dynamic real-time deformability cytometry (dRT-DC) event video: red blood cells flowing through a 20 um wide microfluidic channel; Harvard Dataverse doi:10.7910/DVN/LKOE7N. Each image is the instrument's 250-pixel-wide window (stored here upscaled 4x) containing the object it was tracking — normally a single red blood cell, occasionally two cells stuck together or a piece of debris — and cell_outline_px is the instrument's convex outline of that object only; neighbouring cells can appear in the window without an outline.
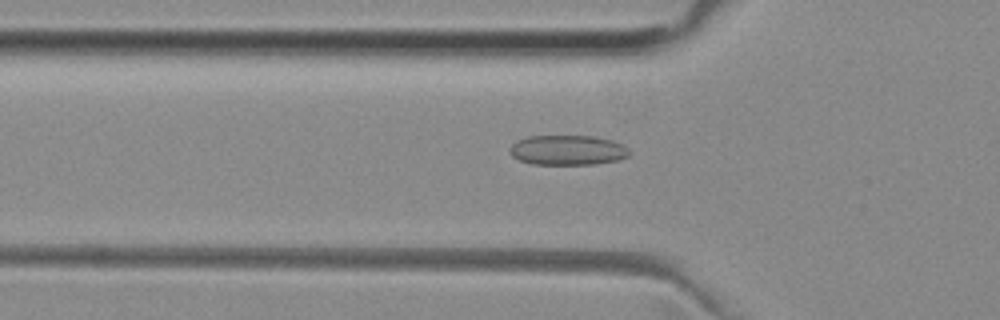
{"species": "common noctule bat (a hibernating species)", "species_latin": "Nyctalus noctula", "temperature_condition": "room temperature", "stored_images_in_passage": 50, "camera_frame_rate_fps": 3000, "um_per_image_px": 0.085, "animal": {"sex": "female", "body_mass_g": 29.2, "forearm_length_mm": 56.3}, "frame": {"image": 1, "passage_image": 17, "time_ms": 5.333, "image_size_px": [1000, 320], "cell_outline_px": [[628, 156], [620, 160], [596, 164], [532, 164], [520, 160], [512, 156], [508, 152], [508, 148], [516, 140], [528, 136], [596, 136], [612, 140], [624, 144], [628, 148]], "centroid_in_image_um": [48.24, 12.75], "position_along_channel_um": 77.6, "area_um2": 21.1}}
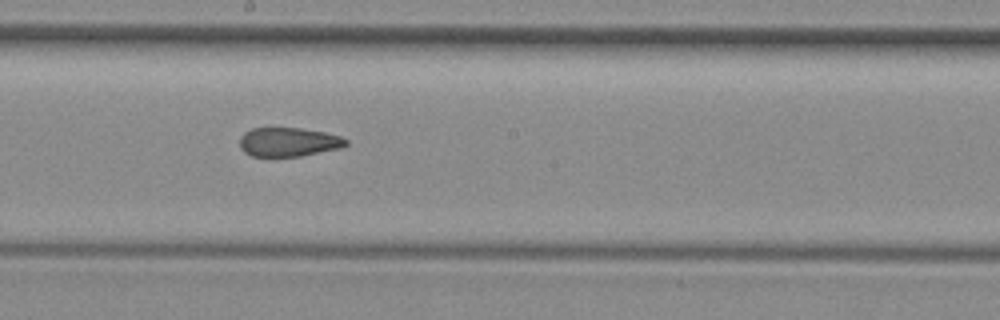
{"frame": {"image": 2, "passage_image": 28, "time_ms": 9.0, "image_size_px": [1000, 320], "cell_outline_px": [[348, 144], [340, 148], [300, 156], [252, 156], [244, 152], [240, 148], [240, 136], [244, 132], [252, 128], [300, 128], [324, 132], [340, 136], [348, 140]], "centroid_in_image_um": [24.51, 12.06], "position_along_channel_um": 223.7, "area_um2": 17.92}}
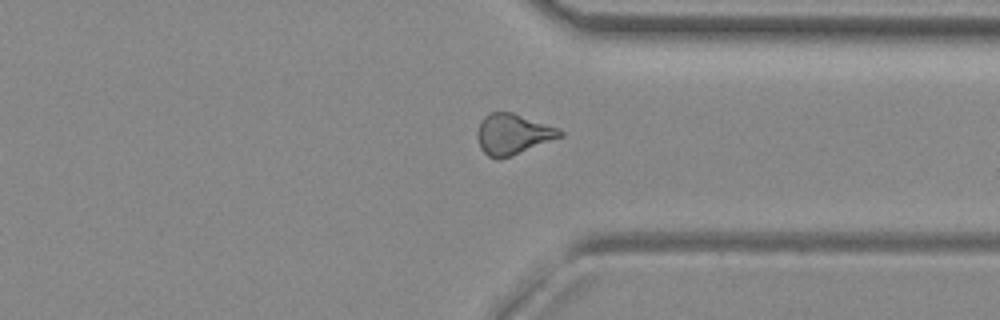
{"frame": {"image": 3, "passage_image": 39, "time_ms": 12.667, "image_size_px": [1000, 320], "cell_outline_px": [[564, 136], [512, 156], [500, 160], [488, 156], [480, 148], [476, 136], [476, 132], [480, 120], [488, 112], [512, 112], [560, 128], [564, 132]], "centroid_in_image_um": [43.59, 11.4], "position_along_channel_um": 367.8, "area_um2": 20.0}, "authors_computed_cell_mechanics": {"area_um2": 19.4786, "velocity_mm_per_s": 3.9725, "shape_relaxation_time_tau1_ms": null, "shape_relaxation_time_tau2_ms": 2.1893, "deformation_change_tau1": null, "deformation_change_tau2": 0.1001}}